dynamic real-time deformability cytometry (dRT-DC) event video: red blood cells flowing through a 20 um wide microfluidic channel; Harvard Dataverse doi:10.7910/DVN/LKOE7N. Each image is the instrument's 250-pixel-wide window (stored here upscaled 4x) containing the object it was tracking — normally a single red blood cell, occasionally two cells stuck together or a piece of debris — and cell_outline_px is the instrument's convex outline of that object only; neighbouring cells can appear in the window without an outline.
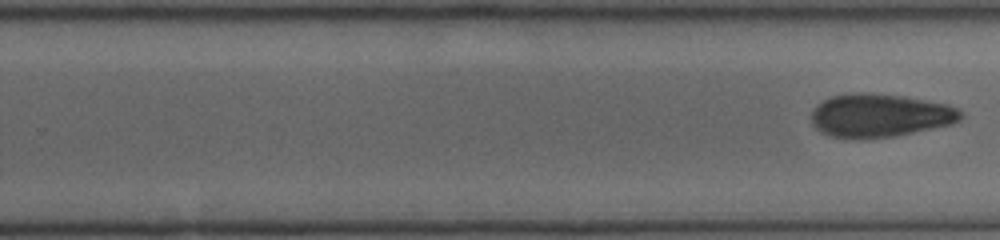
{"species": "human", "species_latin": "Homo sapiens", "temperature_condition": "cold", "stored_images_in_passage": 33, "segment_of_instrument_passage": [2, 2], "camera_frame_rate_fps": 3000, "um_per_image_px": 0.085, "donor": {"sex": "female"}, "frame": {"image": 1, "passage_image": 33, "time_ms": 9.333, "image_size_px": [1000, 240], "cell_outline_px": [[964, 116], [960, 120], [952, 124], [896, 136], [860, 140], [832, 136], [820, 132], [812, 124], [812, 112], [816, 104], [832, 96], [856, 92], [860, 92], [904, 96], [948, 104], [964, 112]], "centroid_in_image_um": [74.8, 9.83], "position_along_channel_um": 255.0, "area_um2": 38.09}}